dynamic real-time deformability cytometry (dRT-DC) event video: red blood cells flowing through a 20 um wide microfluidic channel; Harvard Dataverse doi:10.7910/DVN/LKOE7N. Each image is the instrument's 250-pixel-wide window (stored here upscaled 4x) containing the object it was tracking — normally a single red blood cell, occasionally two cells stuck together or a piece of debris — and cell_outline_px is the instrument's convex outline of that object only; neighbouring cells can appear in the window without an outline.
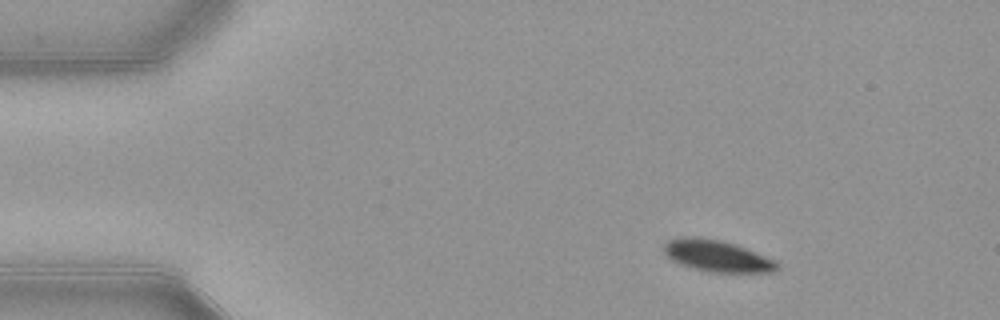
{"species": "common noctule bat (a hibernating species)", "species_latin": "Nyctalus noctula", "temperature_condition": "warm", "stored_images_in_passage": 46, "camera_frame_rate_fps": 3000, "um_per_image_px": 0.085, "animal": {"sex": "female", "body_mass_g": 21.9}, "frame": {"image": 1, "passage_image": 1, "time_ms": 0.0, "image_size_px": [1000, 320], "cell_outline_px": [[780, 268], [776, 272], [712, 272], [680, 264], [672, 260], [664, 252], [664, 244], [668, 240], [680, 236], [696, 236], [720, 240], [736, 244], [764, 256], [780, 264]], "centroid_in_image_um": [60.94, 21.74], "position_along_channel_um": 24.1, "area_um2": 20.69}}
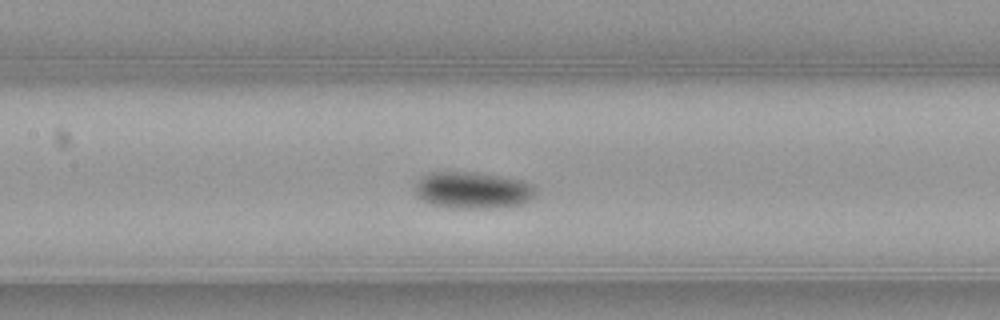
{"frame": {"image": 2, "passage_image": 18, "time_ms": 5.667, "image_size_px": [1000, 320], "cell_outline_px": [[536, 196], [532, 200], [520, 204], [492, 208], [452, 208], [428, 204], [416, 196], [416, 184], [424, 176], [432, 172], [476, 172], [524, 180], [536, 184]], "centroid_in_image_um": [40.25, 16.17], "position_along_channel_um": 167.2, "area_um2": 26.13}}
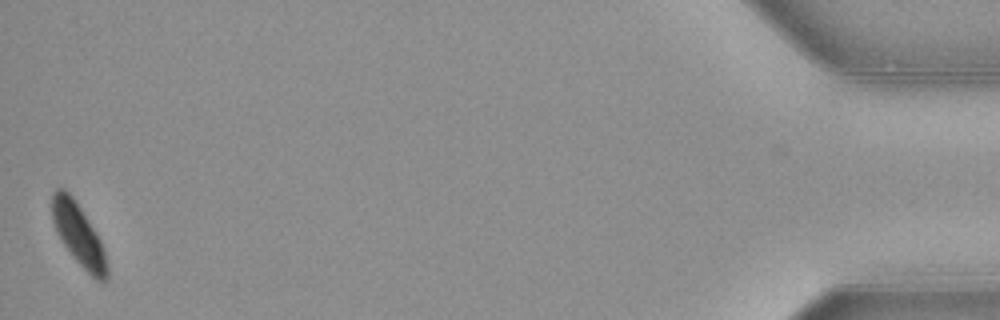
{"frame": {"image": 3, "passage_image": 46, "time_ms": 15.0, "image_size_px": [1000, 320], "cell_outline_px": [[108, 280], [96, 280], [76, 260], [64, 244], [56, 232], [52, 220], [52, 192], [56, 188], [64, 188], [72, 196], [80, 208], [100, 240], [108, 264]], "centroid_in_image_um": [6.66, 19.94], "position_along_channel_um": 428.5, "area_um2": 19.36}, "authors_computed_cell_mechanics": {"area_um2": 23.6402, "velocity_mm_per_s": 3.8678, "shape_relaxation_time_tau1_ms": 3.7108, "shape_relaxation_time_tau2_ms": null, "deformation_change_tau1": 0.1071, "deformation_change_tau2": null}}